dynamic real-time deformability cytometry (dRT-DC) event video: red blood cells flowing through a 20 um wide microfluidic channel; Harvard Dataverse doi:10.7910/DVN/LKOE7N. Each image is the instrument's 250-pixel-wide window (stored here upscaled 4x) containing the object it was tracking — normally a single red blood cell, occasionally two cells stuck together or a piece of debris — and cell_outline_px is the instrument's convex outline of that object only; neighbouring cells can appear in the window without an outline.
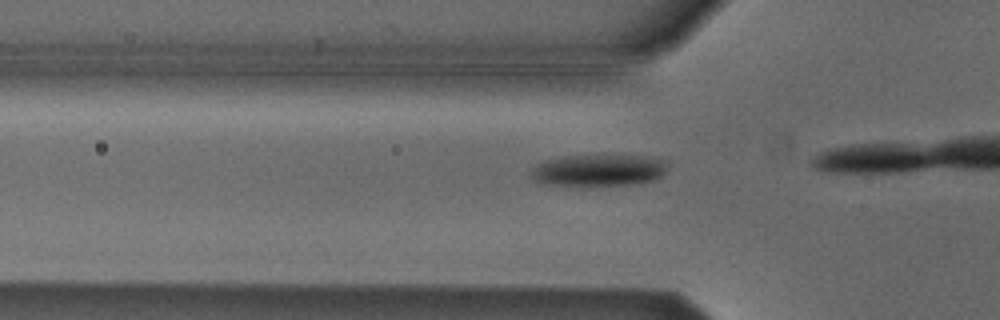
{"species": "Egyptian fruit bat (a non-hibernating species)", "species_latin": "Rousettus aegyptiacus", "temperature_condition": "cold", "stored_images_in_passage": 7, "camera_frame_rate_fps": 3000, "um_per_image_px": 0.085, "animal": {"sex": "male"}, "frame": {"image": 1, "passage_image": 3, "time_ms": 0.667, "image_size_px": [1000, 320], "cell_outline_px": [[668, 164], [664, 172], [656, 180], [632, 184], [548, 184], [536, 180], [528, 172], [532, 168], [548, 160], [564, 156], [660, 156], [668, 160]], "centroid_in_image_um": [50.99, 14.44], "position_along_channel_um": 74.8, "area_um2": 24.74}}
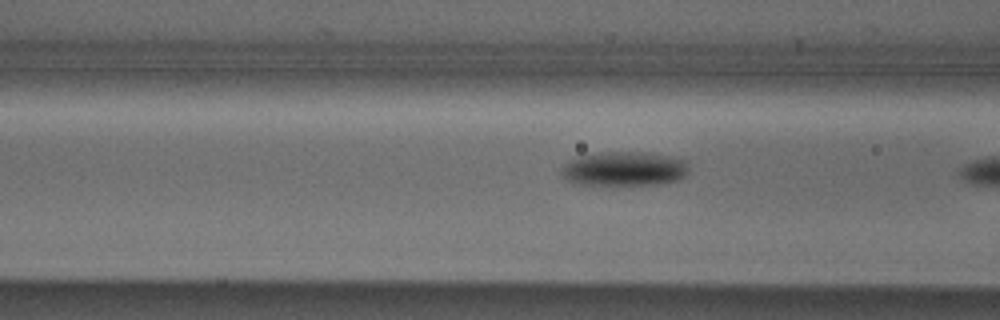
{"frame": {"image": 2, "passage_image": 6, "time_ms": 1.667, "image_size_px": [1000, 320], "cell_outline_px": [[688, 172], [684, 176], [676, 180], [660, 184], [584, 184], [568, 180], [560, 172], [564, 164], [568, 160], [580, 156], [600, 152], [648, 152], [688, 160]], "centroid_in_image_um": [53.09, 14.32], "position_along_channel_um": 113.5, "area_um2": 25.32}}